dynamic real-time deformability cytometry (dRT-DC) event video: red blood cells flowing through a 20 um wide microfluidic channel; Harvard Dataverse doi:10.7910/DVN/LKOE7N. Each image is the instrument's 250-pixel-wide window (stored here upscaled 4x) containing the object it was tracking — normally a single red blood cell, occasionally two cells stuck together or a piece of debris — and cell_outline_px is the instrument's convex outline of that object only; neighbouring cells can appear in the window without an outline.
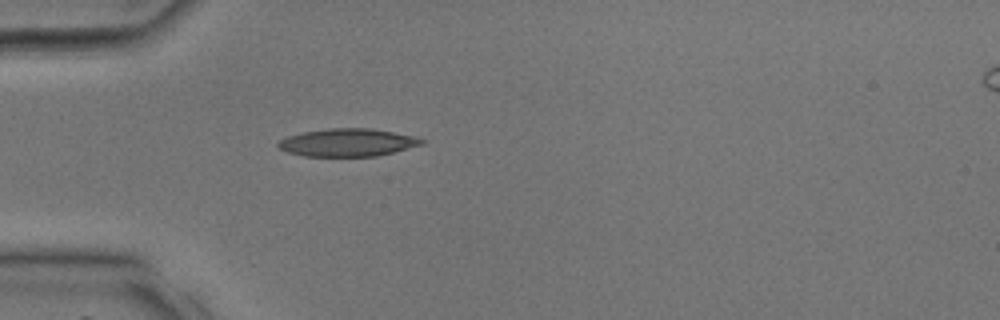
{"species": "common noctule bat (a hibernating species)", "species_latin": "Nyctalus noctula", "temperature_condition": "room temperature", "stored_images_in_passage": 25, "camera_frame_rate_fps": 3000, "um_per_image_px": 0.085, "animal": {"sex": "male", "body_mass_g": 17.9, "forearm_length_mm": 54.2}, "frame": {"image": 1, "passage_image": 1, "time_ms": 0.0, "image_size_px": [1000, 320], "cell_outline_px": [[424, 144], [376, 156], [304, 156], [288, 152], [280, 148], [276, 144], [280, 140], [288, 136], [304, 132], [328, 128], [372, 128], [416, 136], [424, 140]], "centroid_in_image_um": [29.56, 12.1], "position_along_channel_um": 55.4, "area_um2": 23.12}}
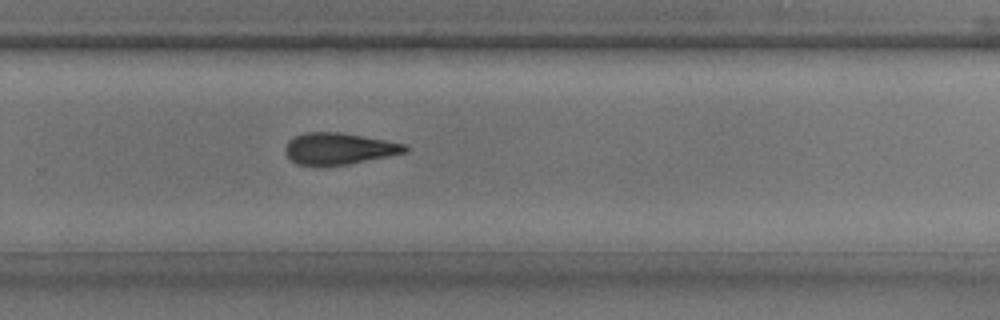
{"frame": {"image": 2, "passage_image": 15, "time_ms": 4.667, "image_size_px": [1000, 320], "cell_outline_px": [[408, 152], [348, 164], [296, 164], [284, 152], [284, 148], [288, 140], [304, 132], [340, 132], [408, 144]], "centroid_in_image_um": [28.83, 12.61], "position_along_channel_um": 301.0, "area_um2": 21.79}}
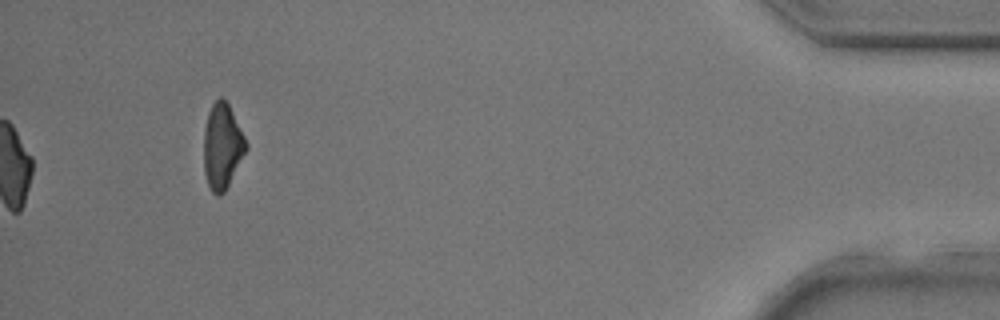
{"frame": {"image": 3, "passage_image": 25, "time_ms": 8.0, "image_size_px": [1000, 320], "cell_outline_px": [[248, 148], [224, 192], [220, 196], [216, 196], [212, 192], [208, 184], [204, 172], [204, 132], [208, 112], [212, 104], [220, 96], [228, 104], [248, 144]], "centroid_in_image_um": [18.88, 12.45], "position_along_channel_um": 416.3, "area_um2": 20.81}}